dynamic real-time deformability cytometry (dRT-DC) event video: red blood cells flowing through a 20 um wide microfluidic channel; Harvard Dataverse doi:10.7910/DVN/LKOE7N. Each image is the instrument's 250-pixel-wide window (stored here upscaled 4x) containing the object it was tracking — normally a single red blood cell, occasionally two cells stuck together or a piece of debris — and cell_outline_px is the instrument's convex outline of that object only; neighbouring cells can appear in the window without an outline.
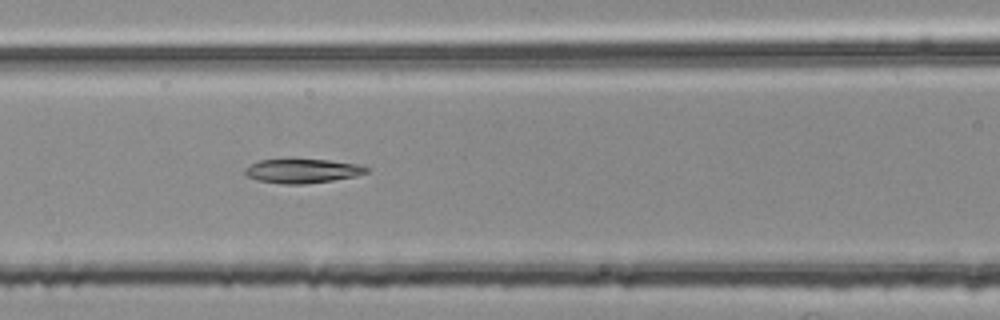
{"species": "common noctule bat (a hibernating species)", "species_latin": "Nyctalus noctula", "temperature_condition": "room temperature", "stored_images_in_passage": 56, "segment_of_instrument_passage": [2, 2], "camera_frame_rate_fps": 3000, "um_per_image_px": 0.085, "animal": {"sex": "female", "body_mass_g": 25.1}, "frame": {"image": 1, "passage_image": 24, "time_ms": 7.667, "image_size_px": [1000, 320], "cell_outline_px": [[368, 172], [356, 176], [332, 180], [304, 184], [280, 184], [260, 180], [248, 176], [244, 172], [244, 168], [260, 160], [328, 160], [356, 164], [368, 168]], "centroid_in_image_um": [25.7, 14.54], "position_along_channel_um": 140.9, "area_um2": 16.7}}
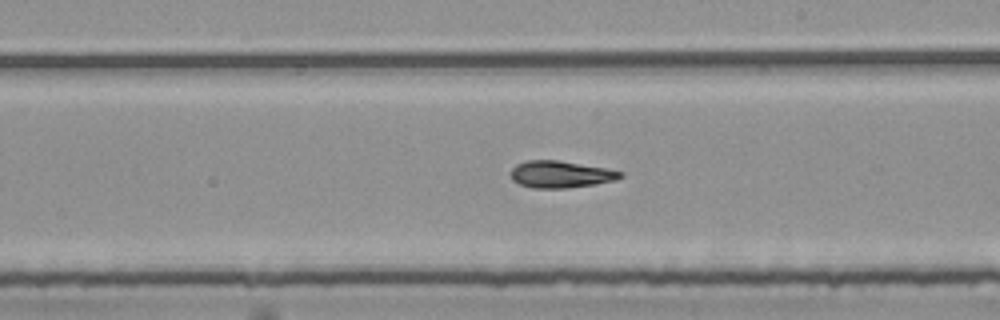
{"frame": {"image": 2, "passage_image": 32, "time_ms": 10.333, "image_size_px": [1000, 320], "cell_outline_px": [[624, 176], [616, 180], [596, 184], [568, 188], [532, 188], [520, 184], [512, 180], [512, 168], [516, 164], [528, 160], [556, 160], [604, 168], [624, 172]], "centroid_in_image_um": [47.67, 14.82], "position_along_channel_um": 241.3, "area_um2": 17.11}}
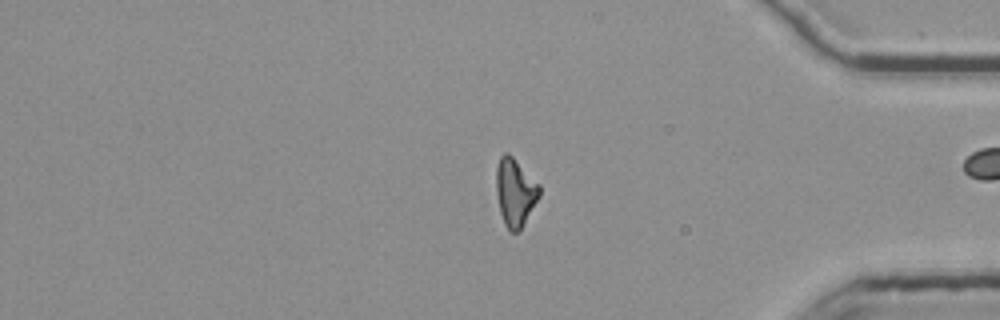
{"frame": {"image": 3, "passage_image": 46, "time_ms": 15.0, "image_size_px": [1000, 320], "cell_outline_px": [[540, 196], [520, 228], [516, 232], [512, 232], [504, 224], [500, 212], [496, 192], [496, 168], [500, 156], [504, 152], [508, 152], [540, 184]], "centroid_in_image_um": [43.78, 16.29], "position_along_channel_um": 391.4, "area_um2": 16.94}}